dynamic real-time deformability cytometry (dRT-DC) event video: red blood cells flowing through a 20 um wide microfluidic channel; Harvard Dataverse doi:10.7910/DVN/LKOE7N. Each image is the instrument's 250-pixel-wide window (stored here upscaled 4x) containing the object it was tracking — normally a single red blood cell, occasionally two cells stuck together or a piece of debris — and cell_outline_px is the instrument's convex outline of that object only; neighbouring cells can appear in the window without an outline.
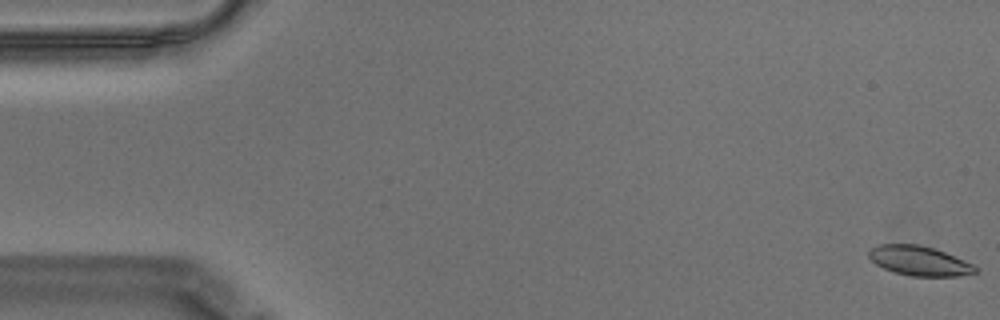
{"species": "Egyptian fruit bat (a non-hibernating species)", "species_latin": "Rousettus aegyptiacus", "temperature_condition": "warm", "stored_images_in_passage": 58, "camera_frame_rate_fps": 3000, "um_per_image_px": 0.085, "animal": {"sex": "male"}, "frame": {"image": 1, "passage_image": 1, "time_ms": 0.0, "image_size_px": [1000, 320], "cell_outline_px": [[980, 272], [956, 276], [912, 276], [896, 272], [884, 268], [876, 264], [868, 256], [868, 252], [876, 244], [920, 244], [944, 252], [964, 260], [980, 268]], "centroid_in_image_um": [78.16, 22.17], "position_along_channel_um": 6.8, "area_um2": 18.32}}
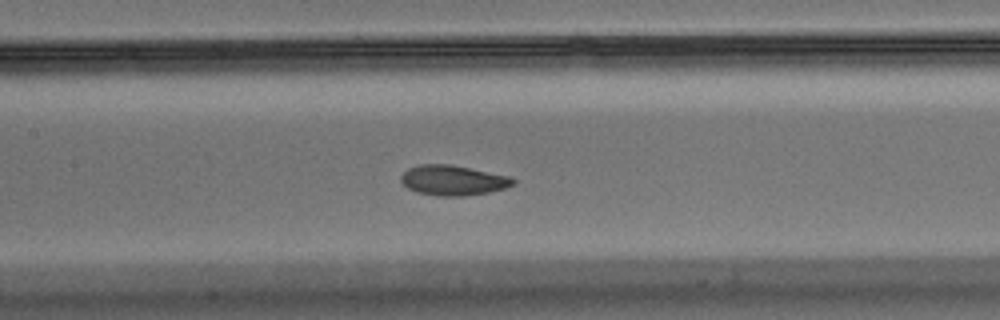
{"frame": {"image": 2, "passage_image": 27, "time_ms": 8.667, "image_size_px": [1000, 320], "cell_outline_px": [[516, 184], [504, 188], [488, 192], [464, 196], [436, 196], [416, 192], [408, 188], [400, 180], [400, 176], [408, 168], [420, 164], [452, 164], [512, 176], [516, 180]], "centroid_in_image_um": [38.53, 15.32], "position_along_channel_um": 168.9, "area_um2": 19.94}}
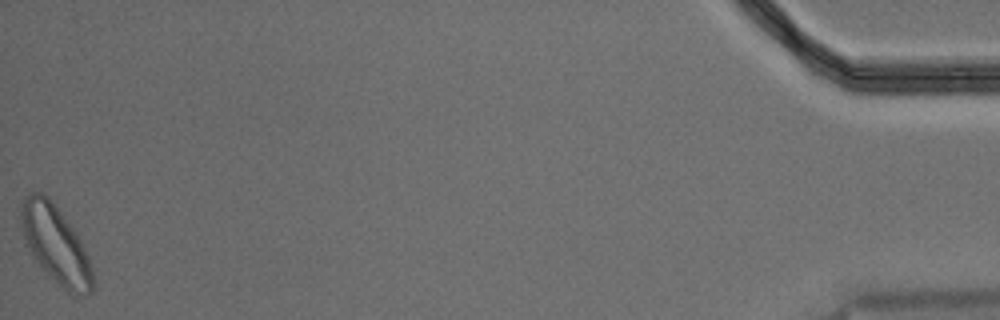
{"frame": {"image": 3, "passage_image": 58, "time_ms": 19.0, "image_size_px": [1000, 320], "cell_outline_px": [[96, 284], [92, 292], [88, 296], [84, 296], [64, 288], [40, 264], [32, 252], [24, 236], [20, 224], [20, 204], [28, 192], [44, 192], [48, 196], [76, 232], [88, 256], [96, 280]], "centroid_in_image_um": [4.76, 20.73], "position_along_channel_um": 430.4, "area_um2": 31.91}, "authors_computed_cell_mechanics": {"area_um2": 19.7387, "velocity_mm_per_s": 3.4894, "shape_relaxation_time_tau1_ms": 3.0586, "shape_relaxation_time_tau2_ms": 5.1206, "deformation_change_tau1": 0.1324, "deformation_change_tau2": 0.1153}}